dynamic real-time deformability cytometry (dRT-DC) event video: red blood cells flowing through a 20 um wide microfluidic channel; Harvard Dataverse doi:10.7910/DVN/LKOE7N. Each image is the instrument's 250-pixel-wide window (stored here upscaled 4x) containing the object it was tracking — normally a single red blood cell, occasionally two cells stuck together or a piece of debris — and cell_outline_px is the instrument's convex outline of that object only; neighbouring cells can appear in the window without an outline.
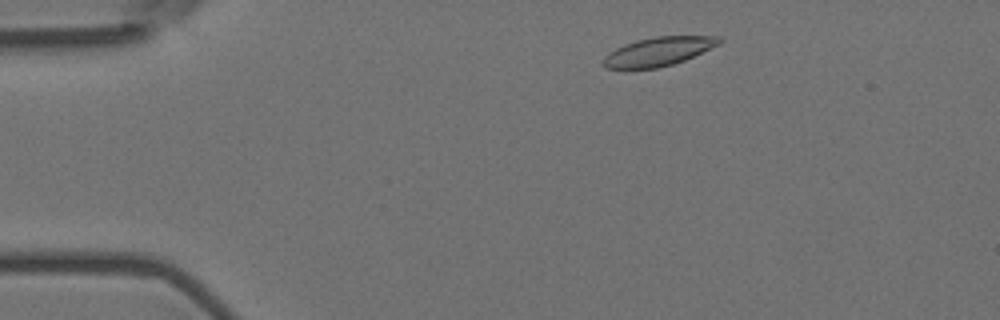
{"species": "Egyptian fruit bat (a non-hibernating species)", "species_latin": "Rousettus aegyptiacus", "temperature_condition": "room temperature", "stored_images_in_passage": 51, "camera_frame_rate_fps": 3000, "um_per_image_px": 0.085, "animal": {"sex": "female"}, "frame": {"image": 1, "passage_image": 4, "time_ms": 1.0, "image_size_px": [1000, 320], "cell_outline_px": [[724, 40], [720, 44], [684, 60], [672, 64], [656, 68], [608, 68], [604, 64], [604, 56], [608, 52], [624, 44], [636, 40], [656, 36], [720, 36]], "centroid_in_image_um": [56.0, 4.35], "position_along_channel_um": 29.0, "area_um2": 19.25}}
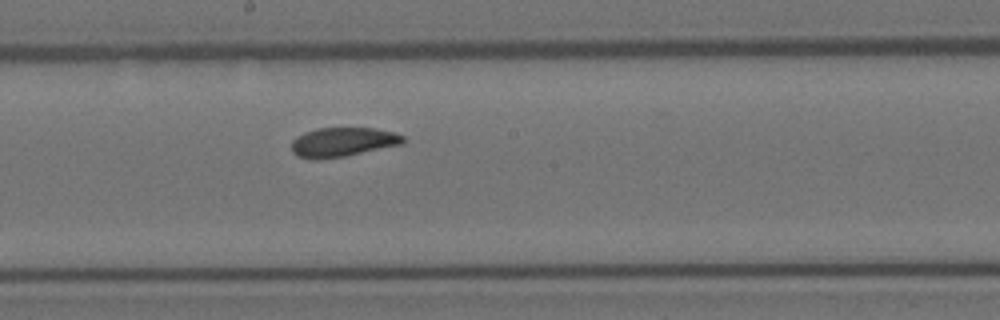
{"frame": {"image": 2, "passage_image": 25, "time_ms": 8.0, "image_size_px": [1000, 320], "cell_outline_px": [[404, 144], [344, 156], [316, 160], [312, 160], [296, 156], [292, 152], [292, 140], [296, 136], [304, 132], [316, 128], [372, 128], [392, 132], [404, 136]], "centroid_in_image_um": [29.09, 12.08], "position_along_channel_um": 219.1, "area_um2": 19.13}}
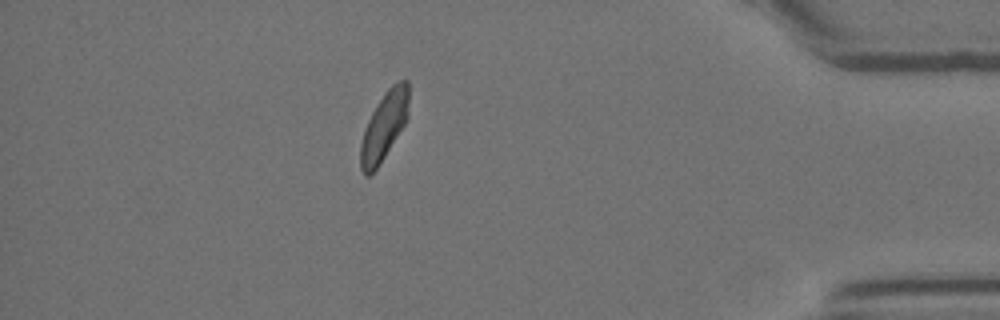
{"frame": {"image": 3, "passage_image": 44, "time_ms": 14.333, "image_size_px": [1000, 320], "cell_outline_px": [[408, 116], [404, 124], [384, 156], [376, 168], [368, 176], [364, 176], [360, 168], [360, 144], [368, 120], [372, 112], [384, 92], [392, 84], [400, 80], [408, 80]], "centroid_in_image_um": [32.63, 10.7], "position_along_channel_um": 402.6, "area_um2": 18.79}, "authors_computed_cell_mechanics": {"area_um2": 19.4786, "velocity_mm_per_s": 3.5686, "shape_relaxation_time_tau1_ms": 4.7558, "shape_relaxation_time_tau2_ms": 3.4202, "deformation_change_tau1": 0.1276, "deformation_change_tau2": 0.0641}}